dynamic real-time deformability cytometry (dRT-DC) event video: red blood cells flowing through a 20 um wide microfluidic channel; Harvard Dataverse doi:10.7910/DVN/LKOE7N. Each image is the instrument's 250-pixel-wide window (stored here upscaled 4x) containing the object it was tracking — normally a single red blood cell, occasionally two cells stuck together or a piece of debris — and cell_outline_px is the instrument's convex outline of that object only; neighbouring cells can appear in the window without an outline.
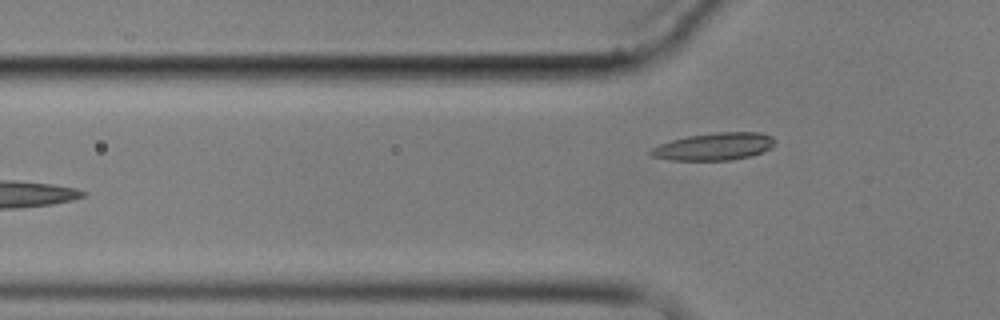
{"species": "common noctule bat (a hibernating species)", "species_latin": "Nyctalus noctula", "temperature_condition": "cold", "stored_images_in_passage": 7, "camera_frame_rate_fps": 3000, "um_per_image_px": 0.085, "animal": {"sex": "male", "body_mass_g": 17.9}, "frame": {"image": 1, "passage_image": 6, "time_ms": 7.333, "image_size_px": [1000, 320], "cell_outline_px": [[776, 140], [772, 148], [752, 156], [732, 160], [672, 160], [652, 156], [648, 152], [652, 148], [660, 144], [672, 140], [688, 136], [716, 132], [760, 132], [772, 136]], "centroid_in_image_um": [60.75, 12.45], "position_along_channel_um": 65.0, "area_um2": 19.88}}
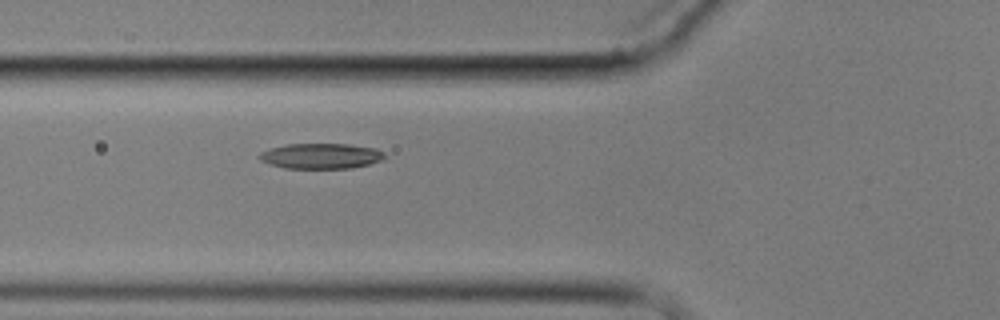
{"frame": {"image": 2, "passage_image": 7, "time_ms": 8.333, "image_size_px": [1000, 320], "cell_outline_px": [[388, 156], [384, 160], [352, 168], [284, 168], [260, 160], [256, 156], [260, 152], [268, 148], [284, 144], [348, 144], [376, 148], [384, 152]], "centroid_in_image_um": [27.29, 13.25], "position_along_channel_um": 98.5, "area_um2": 18.79}}